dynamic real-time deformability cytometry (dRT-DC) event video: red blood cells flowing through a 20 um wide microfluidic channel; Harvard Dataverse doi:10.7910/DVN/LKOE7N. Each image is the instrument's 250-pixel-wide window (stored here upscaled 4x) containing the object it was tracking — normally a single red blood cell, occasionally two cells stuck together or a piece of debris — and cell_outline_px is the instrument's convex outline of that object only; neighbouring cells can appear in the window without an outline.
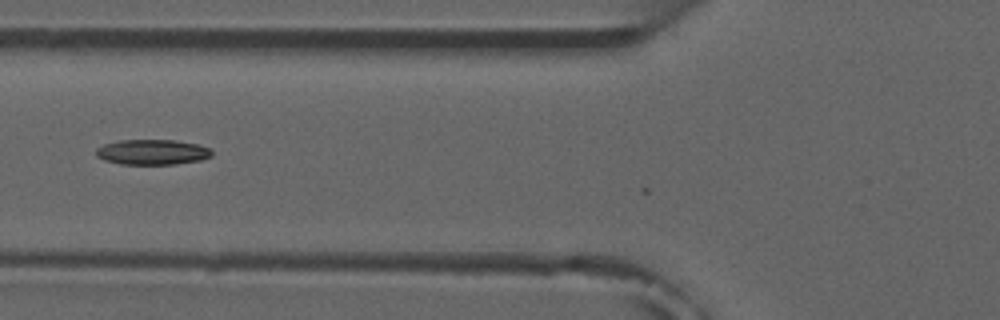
{"species": "common noctule bat (a hibernating species)", "species_latin": "Nyctalus noctula", "temperature_condition": "room temperature", "stored_images_in_passage": 7, "camera_frame_rate_fps": 3000, "um_per_image_px": 0.085, "animal": {"sex": "male", "forearm_length_mm": 52.5}, "frame": {"image": 1, "passage_image": 6, "time_ms": 6.0, "image_size_px": [1000, 320], "cell_outline_px": [[212, 156], [200, 160], [176, 164], [120, 164], [104, 160], [96, 156], [96, 148], [104, 144], [120, 140], [176, 140], [200, 144], [212, 148]], "centroid_in_image_um": [12.98, 12.92], "position_along_channel_um": 112.8, "area_um2": 17.22}}